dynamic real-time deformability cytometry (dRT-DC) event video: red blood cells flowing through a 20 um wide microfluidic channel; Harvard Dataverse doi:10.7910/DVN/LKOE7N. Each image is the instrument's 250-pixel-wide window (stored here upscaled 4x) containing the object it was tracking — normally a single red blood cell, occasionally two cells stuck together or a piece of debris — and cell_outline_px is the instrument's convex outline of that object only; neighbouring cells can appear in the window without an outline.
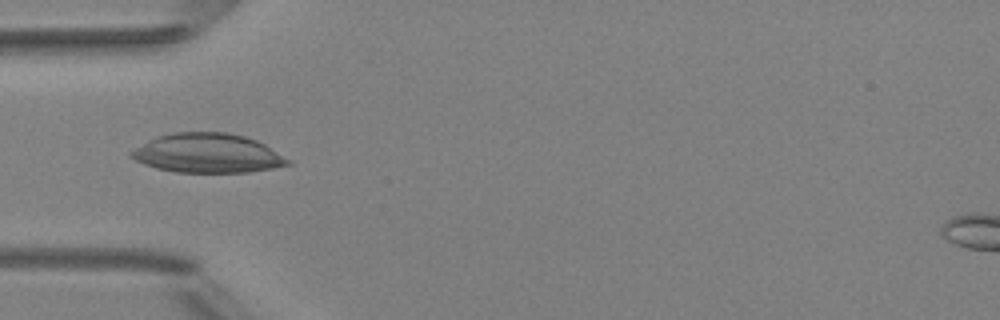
{"species": "Egyptian fruit bat (a non-hibernating species)", "species_latin": "Rousettus aegyptiacus", "temperature_condition": "room temperature", "stored_images_in_passage": 2, "camera_frame_rate_fps": 3000, "um_per_image_px": 0.085, "animal": {"sex": "female"}, "frame": {"image": 1, "passage_image": 2, "time_ms": 1.333, "image_size_px": [1000, 320], "cell_outline_px": [[292, 164], [272, 168], [248, 172], [176, 172], [156, 168], [144, 164], [128, 156], [128, 152], [156, 136], [176, 132], [224, 132], [244, 136], [256, 140], [264, 144], [292, 160]], "centroid_in_image_um": [17.64, 13.02], "position_along_channel_um": 67.4, "area_um2": 35.84}}